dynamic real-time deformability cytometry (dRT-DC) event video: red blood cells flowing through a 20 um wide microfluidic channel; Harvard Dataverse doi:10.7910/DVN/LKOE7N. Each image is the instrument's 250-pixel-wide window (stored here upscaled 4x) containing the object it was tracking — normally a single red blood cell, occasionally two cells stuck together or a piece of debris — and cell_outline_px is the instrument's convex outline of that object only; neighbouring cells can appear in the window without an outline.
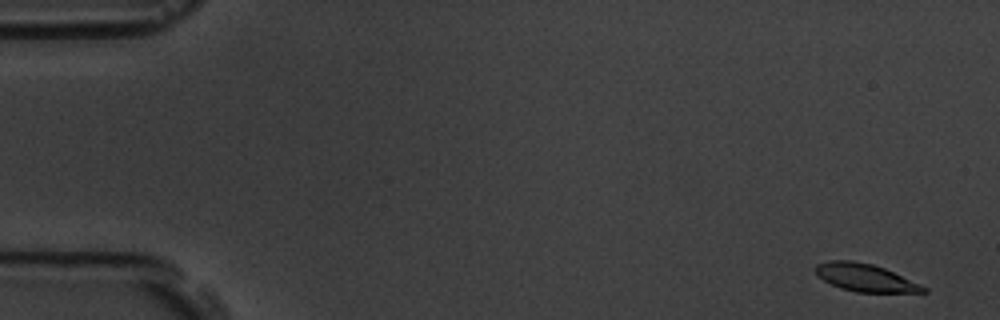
{"species": "common noctule bat (a hibernating species)", "species_latin": "Nyctalus noctula", "temperature_condition": "room temperature", "stored_images_in_passage": 15, "camera_frame_rate_fps": 3000, "um_per_image_px": 0.085, "animal": {"sex": "male", "body_mass_g": 19.5, "forearm_length_mm": 54.6}, "frame": {"image": 1, "passage_image": 1, "time_ms": 0.0, "image_size_px": [1000, 320], "cell_outline_px": [[928, 292], [856, 292], [840, 288], [816, 276], [812, 268], [816, 264], [828, 260], [852, 260], [872, 264], [884, 268], [920, 284], [928, 288]], "centroid_in_image_um": [73.48, 23.59], "position_along_channel_um": 11.5, "area_um2": 17.46}}
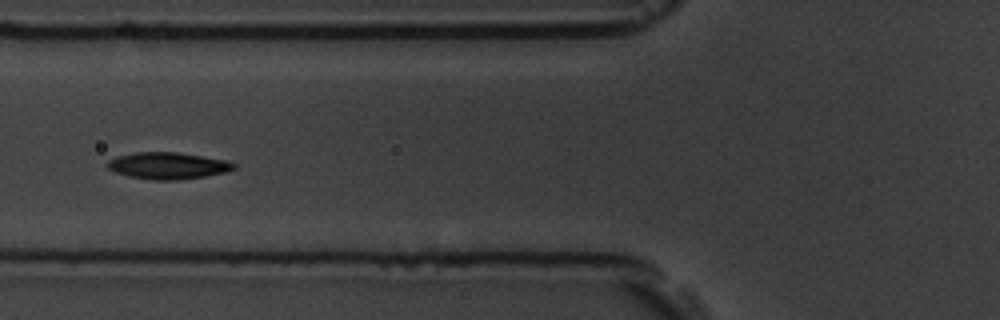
{"frame": {"image": 2, "passage_image": 6, "time_ms": 6.667, "image_size_px": [1000, 320], "cell_outline_px": [[236, 168], [224, 172], [204, 176], [180, 180], [152, 180], [128, 176], [116, 172], [108, 168], [104, 164], [108, 160], [116, 156], [136, 152], [176, 152], [228, 160], [236, 164]], "centroid_in_image_um": [14.24, 14.08], "position_along_channel_um": 111.6, "area_um2": 19.77}}
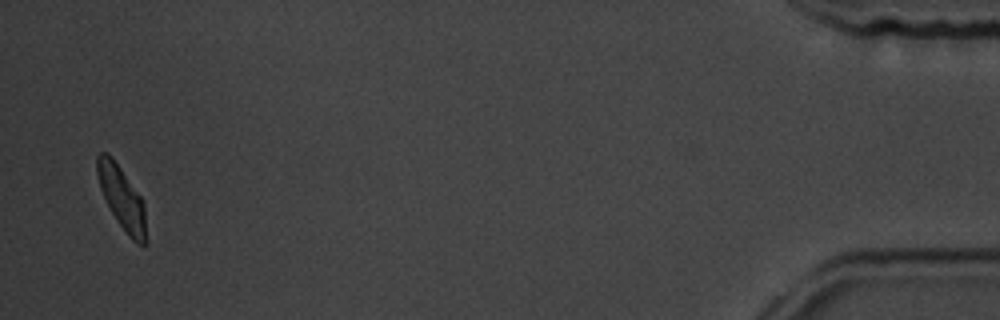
{"frame": {"image": 3, "passage_image": 15, "time_ms": 18.0, "image_size_px": [1000, 320], "cell_outline_px": [[148, 244], [136, 244], [132, 240], [116, 220], [100, 188], [96, 172], [96, 156], [100, 152], [108, 152], [112, 156], [140, 196], [144, 204]], "centroid_in_image_um": [10.37, 16.84], "position_along_channel_um": 424.8, "area_um2": 17.98}, "authors_computed_cell_mechanics": {"area_um2": 19.074, "velocity_mm_per_s": 3.535, "shape_relaxation_time_tau1_ms": 2.5798, "shape_relaxation_time_tau2_ms": 9.0784, "deformation_change_tau1": 0.1268, "deformation_change_tau2": 0.1314}}